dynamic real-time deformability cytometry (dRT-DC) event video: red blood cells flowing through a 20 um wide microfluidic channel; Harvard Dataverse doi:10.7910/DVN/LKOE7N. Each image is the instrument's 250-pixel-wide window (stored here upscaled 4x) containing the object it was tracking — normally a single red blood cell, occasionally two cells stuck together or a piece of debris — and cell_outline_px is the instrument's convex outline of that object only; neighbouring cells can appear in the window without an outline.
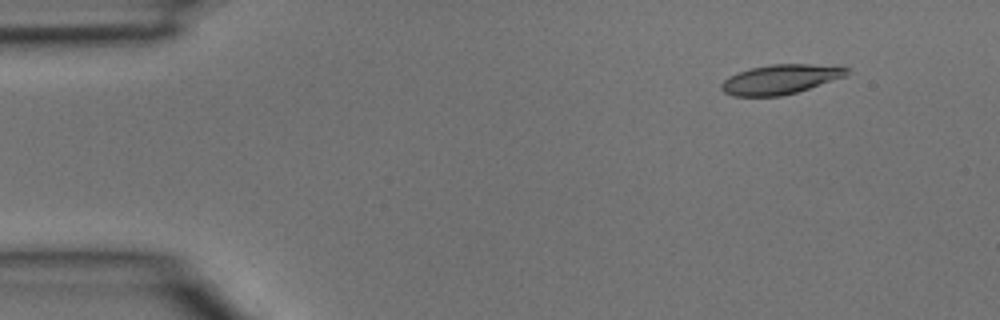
{"species": "common noctule bat (a hibernating species)", "species_latin": "Nyctalus noctula", "temperature_condition": "room temperature", "stored_images_in_passage": 3, "camera_frame_rate_fps": 3000, "um_per_image_px": 0.085, "animal": {"sex": "male", "body_mass_g": 15.6}, "frame": {"image": 1, "passage_image": 2, "time_ms": 0.333, "image_size_px": [1000, 320], "cell_outline_px": [[848, 72], [844, 76], [796, 92], [780, 96], [732, 96], [724, 92], [720, 88], [720, 84], [728, 76], [752, 68], [772, 64], [840, 64], [848, 68]], "centroid_in_image_um": [66.34, 6.72], "position_along_channel_um": 18.7, "area_um2": 21.56}}